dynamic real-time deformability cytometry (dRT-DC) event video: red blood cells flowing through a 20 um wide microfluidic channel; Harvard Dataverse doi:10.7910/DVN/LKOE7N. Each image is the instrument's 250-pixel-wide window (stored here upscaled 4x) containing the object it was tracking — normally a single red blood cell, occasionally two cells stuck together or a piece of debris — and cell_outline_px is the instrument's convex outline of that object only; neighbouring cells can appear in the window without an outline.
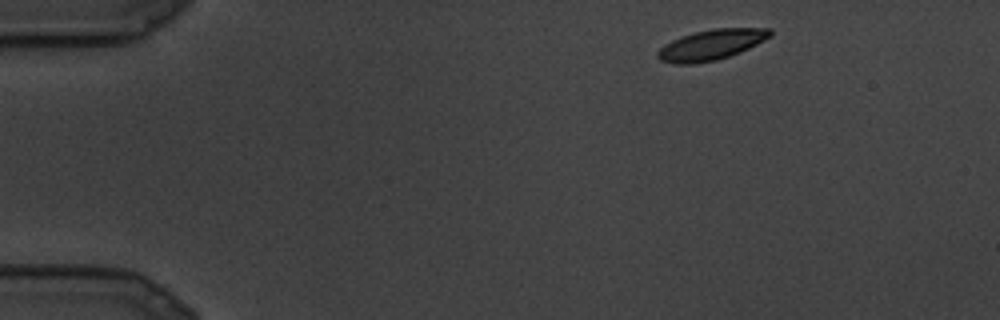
{"species": "common noctule bat (a hibernating species)", "species_latin": "Nyctalus noctula", "temperature_condition": "cold", "stored_images_in_passage": 24, "camera_frame_rate_fps": 3000, "um_per_image_px": 0.085, "animal": {"sex": "male", "body_mass_g": 19.5, "forearm_length_mm": 54.6}, "frame": {"image": 1, "passage_image": 1, "time_ms": 0.0, "image_size_px": [1000, 320], "cell_outline_px": [[772, 36], [740, 52], [716, 60], [692, 64], [676, 64], [660, 60], [656, 56], [656, 52], [664, 44], [680, 36], [712, 28], [772, 28]], "centroid_in_image_um": [60.44, 3.8], "position_along_channel_um": 24.6, "area_um2": 19.94}}
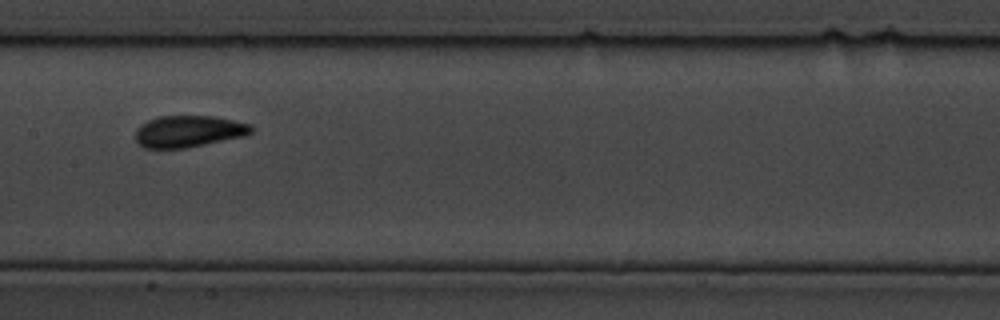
{"frame": {"image": 2, "passage_image": 11, "time_ms": 3.333, "image_size_px": [1000, 320], "cell_outline_px": [[252, 132], [244, 136], [184, 148], [144, 148], [136, 144], [136, 128], [140, 124], [148, 120], [160, 116], [216, 116], [252, 124]], "centroid_in_image_um": [16.01, 11.16], "position_along_channel_um": 191.4, "area_um2": 21.44}}
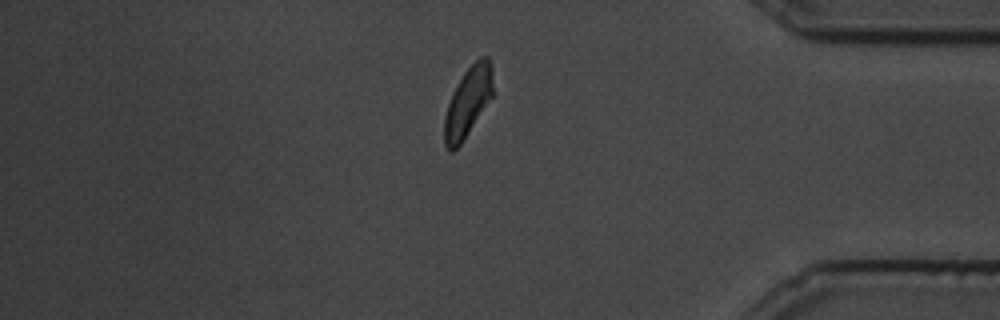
{"frame": {"image": 3, "passage_image": 20, "time_ms": 6.333, "image_size_px": [1000, 320], "cell_outline_px": [[492, 96], [460, 144], [452, 152], [444, 144], [444, 116], [448, 104], [464, 72], [480, 56], [488, 56], [492, 68]], "centroid_in_image_um": [39.77, 8.65], "position_along_channel_um": 395.4, "area_um2": 19.07}}